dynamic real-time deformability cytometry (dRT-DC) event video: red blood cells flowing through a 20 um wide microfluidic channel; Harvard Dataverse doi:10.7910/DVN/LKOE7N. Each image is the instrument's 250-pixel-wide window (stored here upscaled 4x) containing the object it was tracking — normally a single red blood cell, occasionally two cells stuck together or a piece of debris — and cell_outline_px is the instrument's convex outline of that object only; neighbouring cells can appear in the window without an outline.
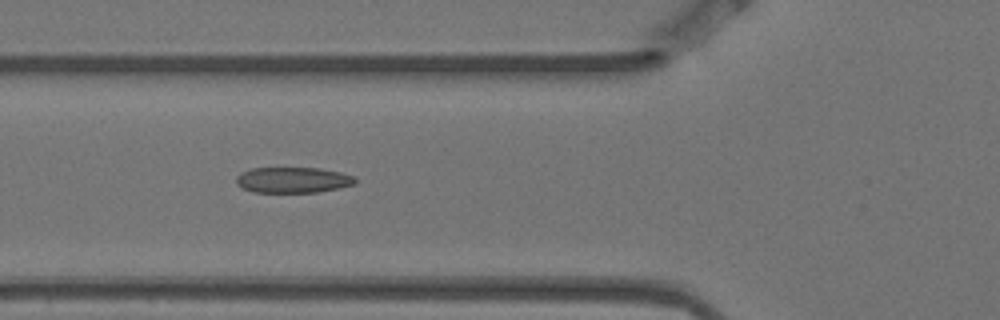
{"species": "Egyptian fruit bat (a non-hibernating species)", "species_latin": "Rousettus aegyptiacus", "temperature_condition": "warm", "stored_images_in_passage": 8, "camera_frame_rate_fps": 3000, "um_per_image_px": 0.085, "animal": {"sex": "female"}, "frame": {"image": 1, "passage_image": 5, "time_ms": 1.333, "image_size_px": [1000, 320], "cell_outline_px": [[356, 184], [316, 192], [252, 192], [240, 188], [236, 184], [236, 176], [240, 172], [252, 168], [320, 168], [340, 172], [356, 176]], "centroid_in_image_um": [24.86, 15.29], "position_along_channel_um": 100.9, "area_um2": 17.98}}
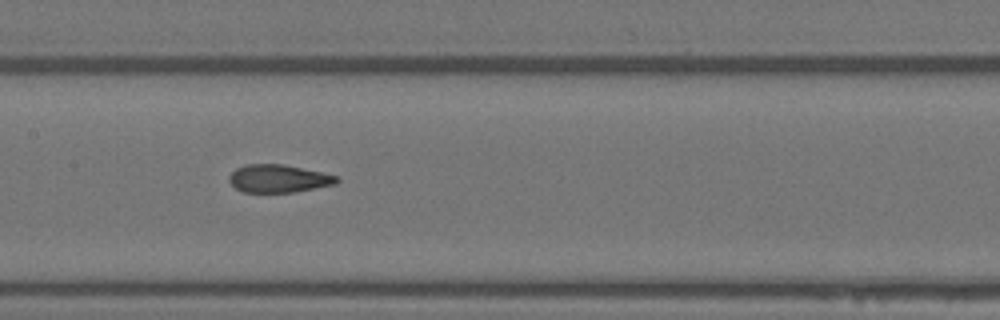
{"frame": {"image": 2, "passage_image": 7, "time_ms": 2.0, "image_size_px": [1000, 320], "cell_outline_px": [[340, 180], [336, 184], [292, 192], [244, 192], [236, 188], [228, 180], [228, 176], [236, 168], [244, 164], [284, 164], [340, 176]], "centroid_in_image_um": [23.68, 15.17], "position_along_channel_um": 183.7, "area_um2": 17.51}}
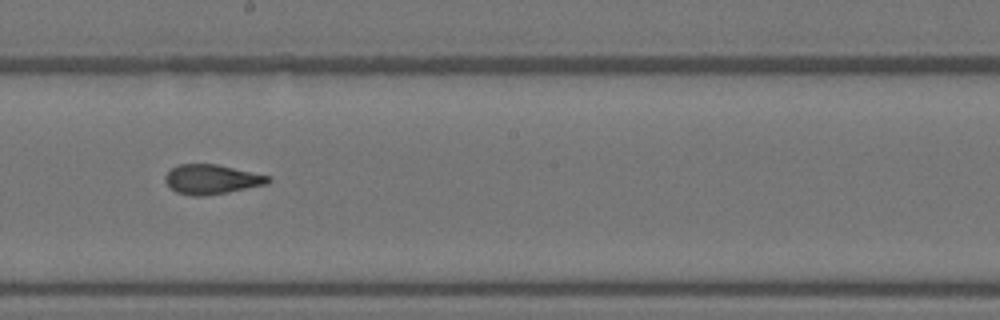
{"frame": {"image": 3, "passage_image": 8, "time_ms": 2.333, "image_size_px": [1000, 320], "cell_outline_px": [[272, 180], [268, 184], [228, 192], [204, 196], [192, 196], [176, 192], [164, 180], [164, 176], [172, 168], [180, 164], [216, 164], [272, 176]], "centroid_in_image_um": [18.03, 15.24], "position_along_channel_um": 230.2, "area_um2": 17.8}}